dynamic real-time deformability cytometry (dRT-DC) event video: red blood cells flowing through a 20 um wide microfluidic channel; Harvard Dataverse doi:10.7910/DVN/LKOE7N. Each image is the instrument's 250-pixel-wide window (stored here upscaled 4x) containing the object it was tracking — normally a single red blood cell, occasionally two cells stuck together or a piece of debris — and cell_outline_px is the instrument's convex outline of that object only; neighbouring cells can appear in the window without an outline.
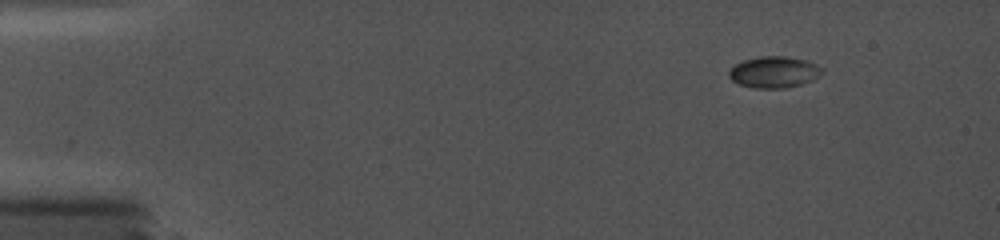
{"species": "common noctule bat (a hibernating species)", "species_latin": "Nyctalus noctula", "temperature_condition": "cold", "stored_images_in_passage": 33, "camera_frame_rate_fps": 5000, "um_per_image_px": 0.085, "animal": {"sex": "female", "body_mass_g": 19.0, "forearm_length_mm": 56.7}, "frame": {"image": 1, "passage_image": 1, "time_ms": 0.0, "image_size_px": [1000, 240], "cell_outline_px": [[824, 72], [820, 76], [812, 80], [800, 84], [784, 88], [756, 88], [740, 84], [732, 80], [728, 76], [728, 72], [736, 64], [744, 60], [760, 56], [784, 56], [808, 60], [824, 68]], "centroid_in_image_um": [65.84, 6.12], "position_along_channel_um": 19.2, "area_um2": 17.05}}
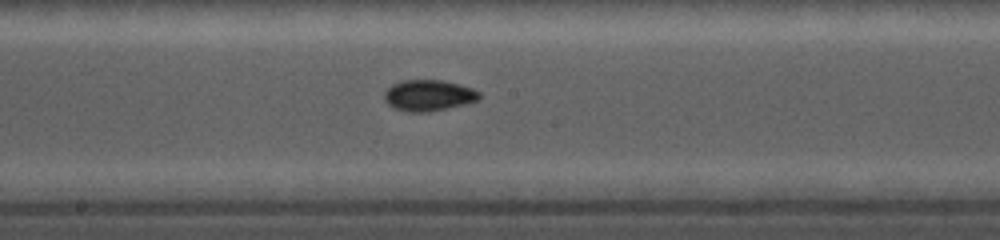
{"frame": {"image": 2, "passage_image": 19, "time_ms": 7.8, "image_size_px": [1000, 240], "cell_outline_px": [[480, 96], [476, 100], [464, 104], [428, 112], [408, 112], [392, 108], [384, 100], [384, 92], [392, 84], [400, 80], [444, 80], [460, 84], [472, 88], [480, 92]], "centroid_in_image_um": [36.39, 8.1], "position_along_channel_um": 211.8, "area_um2": 17.28}}
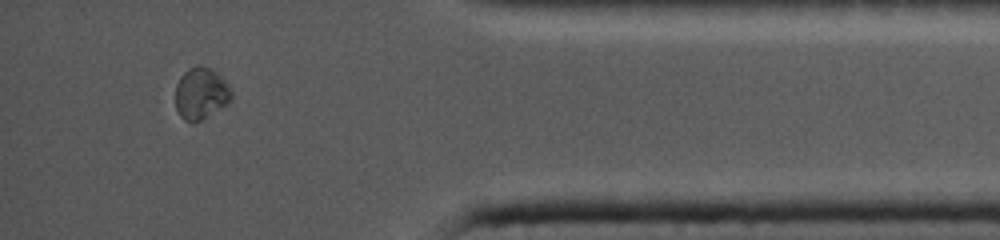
{"frame": {"image": 3, "passage_image": 31, "time_ms": 13.6, "image_size_px": [1000, 240], "cell_outline_px": [[232, 100], [200, 120], [192, 124], [184, 120], [180, 116], [176, 108], [176, 84], [180, 76], [188, 68], [200, 64], [212, 68], [228, 84], [232, 92]], "centroid_in_image_um": [17.06, 7.92], "position_along_channel_um": 418.1, "area_um2": 16.94}}